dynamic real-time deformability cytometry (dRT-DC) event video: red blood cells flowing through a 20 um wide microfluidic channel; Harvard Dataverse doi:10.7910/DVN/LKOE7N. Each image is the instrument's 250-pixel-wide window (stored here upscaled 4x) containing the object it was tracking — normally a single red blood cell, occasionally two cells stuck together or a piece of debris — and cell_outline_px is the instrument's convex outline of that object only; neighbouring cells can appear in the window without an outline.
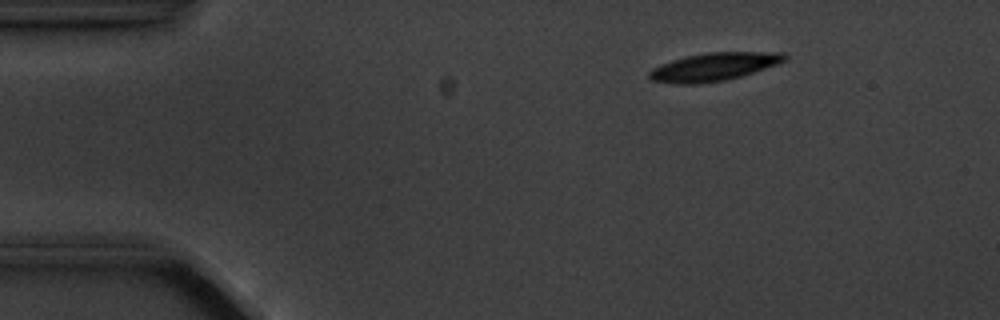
{"species": "common noctule bat (a hibernating species)", "species_latin": "Nyctalus noctula", "temperature_condition": "cold", "stored_images_in_passage": 13, "camera_frame_rate_fps": 3000, "um_per_image_px": 0.085, "animal": {"sex": "male", "body_mass_g": 20.1, "forearm_length_mm": 53.5}, "frame": {"image": 1, "passage_image": 3, "time_ms": 2.333, "image_size_px": [1000, 320], "cell_outline_px": [[788, 60], [780, 64], [740, 76], [724, 80], [700, 84], [672, 84], [652, 80], [648, 76], [648, 72], [652, 68], [660, 64], [684, 56], [704, 52], [784, 52], [788, 56]], "centroid_in_image_um": [60.69, 5.67], "position_along_channel_um": 24.3, "area_um2": 22.48}}
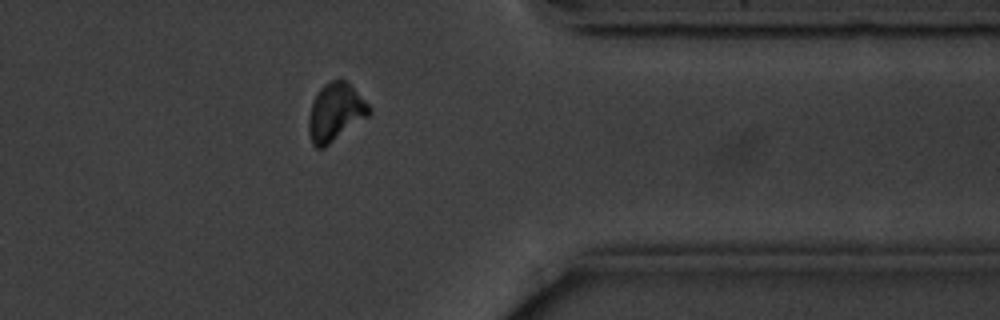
{"frame": {"image": 2, "passage_image": 13, "time_ms": 14.667, "image_size_px": [1000, 320], "cell_outline_px": [[372, 112], [368, 116], [324, 148], [316, 148], [312, 144], [308, 132], [308, 116], [312, 104], [320, 88], [324, 84], [340, 76], [372, 108]], "centroid_in_image_um": [28.49, 9.55], "position_along_channel_um": 382.9, "area_um2": 20.29}, "authors_computed_cell_mechanics": {"area_um2": 21.7906, "velocity_mm_per_s": 3.5428, "shape_relaxation_time_tau1_ms": 5.137, "shape_relaxation_time_tau2_ms": null, "deformation_change_tau1": 0.1301, "deformation_change_tau2": null}}